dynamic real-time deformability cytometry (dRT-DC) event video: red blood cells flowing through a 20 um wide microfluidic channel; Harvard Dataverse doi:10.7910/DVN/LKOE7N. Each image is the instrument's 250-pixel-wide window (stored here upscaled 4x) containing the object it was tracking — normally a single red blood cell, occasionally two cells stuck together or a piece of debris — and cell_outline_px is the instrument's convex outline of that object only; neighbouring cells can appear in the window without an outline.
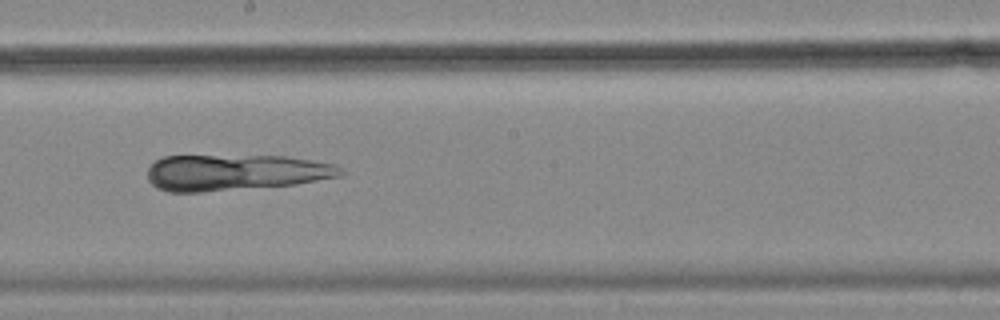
{"species": "common noctule bat (a hibernating species)", "species_latin": "Nyctalus noctula", "temperature_condition": "cold", "stored_images_in_passage": 43, "camera_frame_rate_fps": 3000, "um_per_image_px": 0.085, "animal": {"sex": "female", "body_mass_g": 18.4}, "frame": {"image": 1, "passage_image": 18, "time_ms": 5.667, "image_size_px": [1000, 320], "cell_outline_px": [[344, 176], [292, 184], [200, 192], [168, 192], [156, 188], [148, 180], [148, 168], [156, 160], [164, 156], [288, 156], [336, 164], [344, 172]], "centroid_in_image_um": [20.0, 14.65], "position_along_channel_um": 228.2, "area_um2": 40.52}}